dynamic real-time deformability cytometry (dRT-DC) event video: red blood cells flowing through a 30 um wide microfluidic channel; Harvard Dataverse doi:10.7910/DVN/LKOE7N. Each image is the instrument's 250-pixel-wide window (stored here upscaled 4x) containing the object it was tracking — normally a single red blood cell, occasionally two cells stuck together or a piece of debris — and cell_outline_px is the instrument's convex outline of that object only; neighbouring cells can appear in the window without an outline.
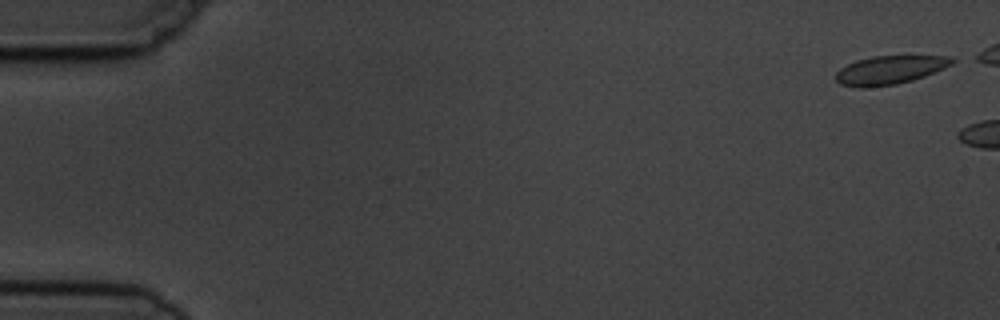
{"species": "common noctule bat (a hibernating species)", "species_latin": "Nyctalus noctula", "temperature_condition": "cold", "stored_images_in_passage": 3, "camera_frame_rate_fps": 3000, "um_per_image_px": 0.085, "animal": {"sex": "male", "body_mass_g": 19.5, "forearm_length_mm": 54.6}, "frame": {"image": 1, "passage_image": 1, "time_ms": 0.0, "image_size_px": [1000, 320], "cell_outline_px": [[960, 60], [944, 68], [924, 76], [912, 80], [896, 84], [864, 88], [856, 88], [840, 84], [836, 80], [836, 72], [840, 68], [856, 60], [872, 56], [952, 56]], "centroid_in_image_um": [75.65, 5.94], "position_along_channel_um": 9.4, "area_um2": 19.48}}